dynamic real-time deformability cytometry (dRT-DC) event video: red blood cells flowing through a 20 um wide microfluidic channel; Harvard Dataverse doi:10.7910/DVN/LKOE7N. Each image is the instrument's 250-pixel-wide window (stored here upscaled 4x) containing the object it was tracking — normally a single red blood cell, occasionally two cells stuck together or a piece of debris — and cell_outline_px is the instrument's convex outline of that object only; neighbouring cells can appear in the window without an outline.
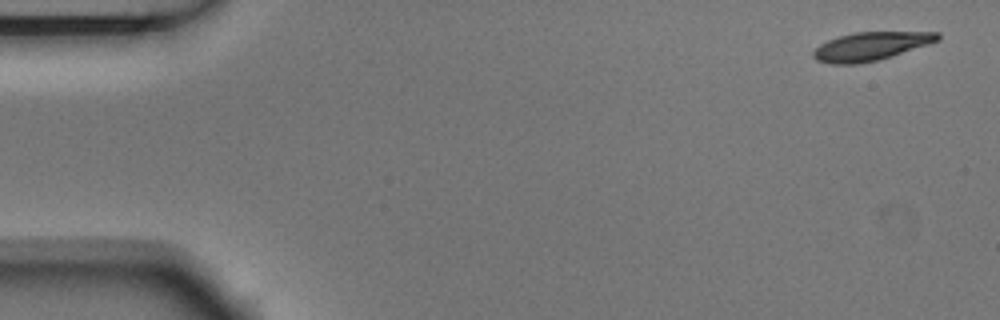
{"species": "Egyptian fruit bat (a non-hibernating species)", "species_latin": "Rousettus aegyptiacus", "temperature_condition": "room temperature", "stored_images_in_passage": 4, "camera_frame_rate_fps": 3000, "um_per_image_px": 0.085, "animal": {"sex": "male"}, "frame": {"image": 1, "passage_image": 1, "time_ms": 0.0, "image_size_px": [1000, 320], "cell_outline_px": [[940, 40], [892, 56], [876, 60], [856, 64], [832, 64], [816, 60], [812, 56], [812, 52], [820, 44], [828, 40], [840, 36], [856, 32], [940, 32]], "centroid_in_image_um": [74.0, 3.93], "position_along_channel_um": 11.0, "area_um2": 20.4}}
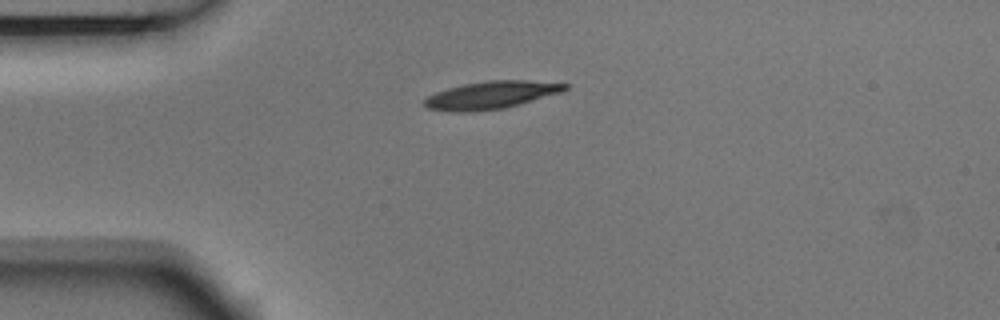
{"frame": {"image": 2, "passage_image": 4, "time_ms": 1.0, "image_size_px": [1000, 320], "cell_outline_px": [[568, 88], [564, 92], [520, 104], [504, 108], [476, 112], [456, 112], [428, 108], [424, 104], [424, 100], [428, 96], [436, 92], [448, 88], [464, 84], [488, 80], [528, 80], [568, 84]], "centroid_in_image_um": [41.79, 8.08], "position_along_channel_um": 43.2, "area_um2": 22.72}}